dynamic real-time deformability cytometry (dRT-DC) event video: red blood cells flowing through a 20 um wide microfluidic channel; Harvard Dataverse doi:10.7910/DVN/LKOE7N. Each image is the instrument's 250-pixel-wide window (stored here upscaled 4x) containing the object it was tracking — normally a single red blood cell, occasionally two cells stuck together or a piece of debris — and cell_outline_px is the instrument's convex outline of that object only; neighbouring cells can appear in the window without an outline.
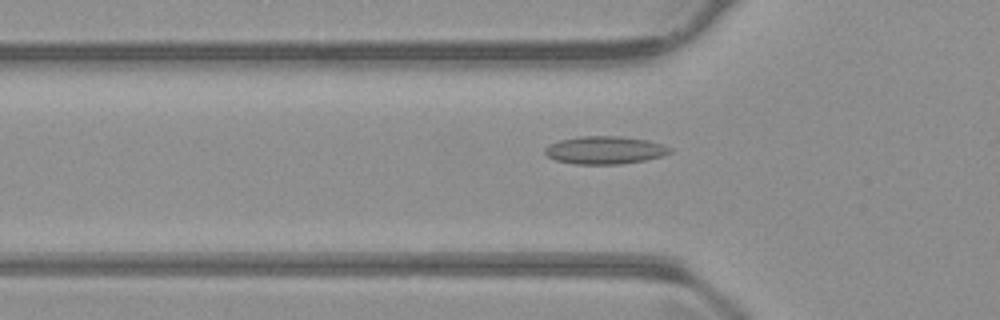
{"species": "common noctule bat (a hibernating species)", "species_latin": "Nyctalus noctula", "temperature_condition": "warm", "stored_images_in_passage": 54, "camera_frame_rate_fps": 3000, "um_per_image_px": 0.085, "animal": {"sex": "male", "body_mass_g": 23.1, "forearm_length_mm": 52.7}, "frame": {"image": 1, "passage_image": 18, "time_ms": 5.667, "image_size_px": [1000, 320], "cell_outline_px": [[672, 152], [660, 156], [644, 160], [620, 164], [572, 164], [556, 160], [548, 156], [544, 152], [544, 148], [548, 144], [560, 140], [580, 136], [624, 136], [648, 140], [664, 144], [672, 148]], "centroid_in_image_um": [51.41, 12.75], "position_along_channel_um": 74.4, "area_um2": 20.4}}
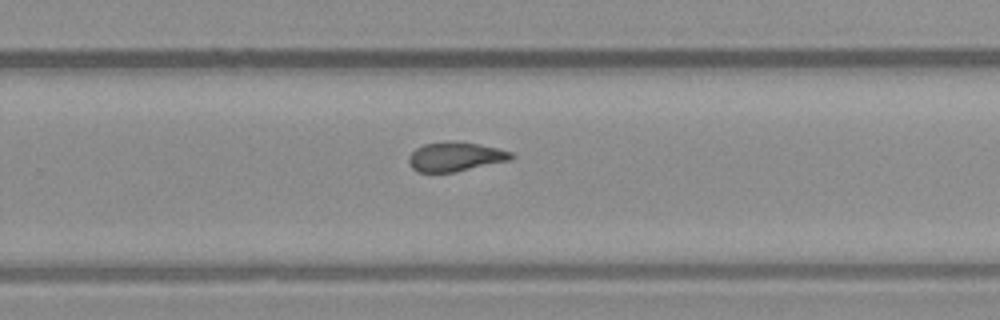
{"frame": {"image": 2, "passage_image": 35, "time_ms": 11.333, "image_size_px": [1000, 320], "cell_outline_px": [[516, 156], [508, 160], [456, 172], [416, 172], [408, 164], [408, 156], [416, 148], [424, 144], [448, 140], [456, 140], [480, 144], [512, 152]], "centroid_in_image_um": [38.67, 13.3], "position_along_channel_um": 291.1, "area_um2": 17.69}}
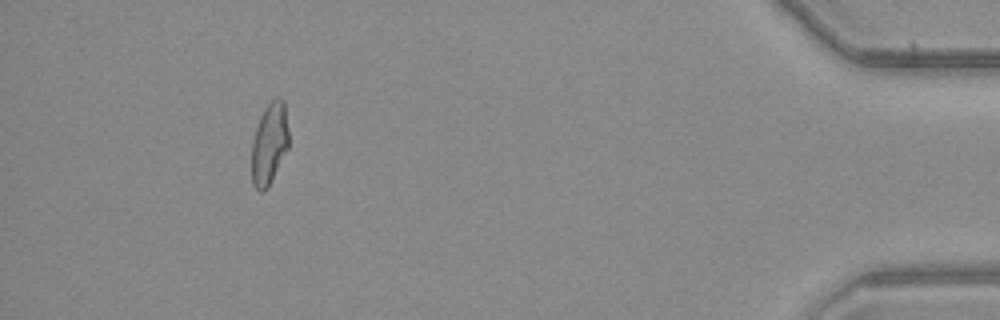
{"frame": {"image": 3, "passage_image": 50, "time_ms": 16.333, "image_size_px": [1000, 320], "cell_outline_px": [[288, 148], [268, 188], [264, 192], [260, 192], [252, 184], [252, 140], [260, 116], [264, 108], [276, 96], [284, 100], [288, 132]], "centroid_in_image_um": [22.89, 12.22], "position_along_channel_um": 412.3, "area_um2": 17.69}, "authors_computed_cell_mechanics": {"area_um2": 18.0914, "velocity_mm_per_s": 3.8, "shape_relaxation_time_tau1_ms": null, "shape_relaxation_time_tau2_ms": 2.6065, "deformation_change_tau1": null, "deformation_change_tau2": 0.0889}}